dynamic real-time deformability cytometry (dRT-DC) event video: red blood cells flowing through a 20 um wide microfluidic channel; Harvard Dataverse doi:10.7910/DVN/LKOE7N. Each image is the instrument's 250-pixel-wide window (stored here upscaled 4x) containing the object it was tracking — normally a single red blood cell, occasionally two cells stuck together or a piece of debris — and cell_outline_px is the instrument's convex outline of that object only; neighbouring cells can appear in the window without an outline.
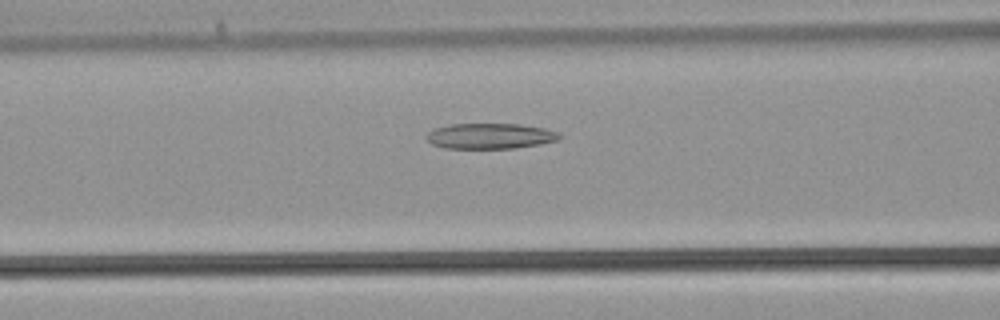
{"species": "common noctule bat (a hibernating species)", "species_latin": "Nyctalus noctula", "temperature_condition": "warm", "stored_images_in_passage": 37, "camera_frame_rate_fps": 3000, "um_per_image_px": 0.085, "animal": {"sex": "male", "body_mass_g": 21.5, "forearm_length_mm": 52.0}, "frame": {"image": 1, "passage_image": 14, "time_ms": 4.333, "image_size_px": [1000, 320], "cell_outline_px": [[564, 136], [560, 140], [540, 144], [512, 148], [444, 148], [432, 144], [424, 136], [432, 128], [448, 124], [520, 124], [544, 128], [560, 132]], "centroid_in_image_um": [41.67, 11.55], "position_along_channel_um": 124.9, "area_um2": 20.06}}
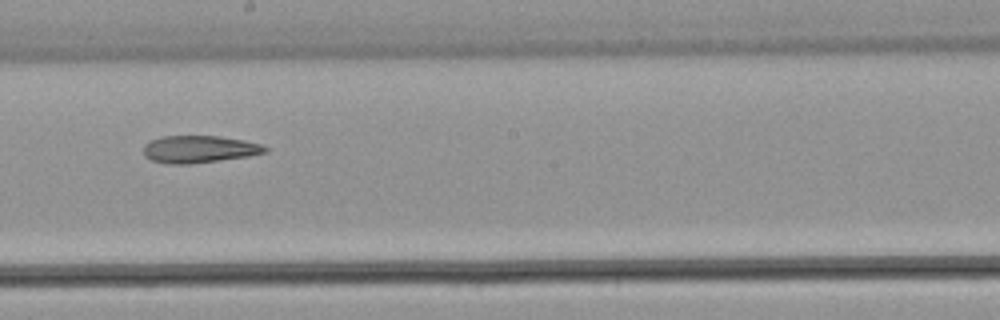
{"frame": {"image": 2, "passage_image": 20, "time_ms": 6.333, "image_size_px": [1000, 320], "cell_outline_px": [[268, 152], [248, 156], [192, 164], [168, 164], [152, 160], [144, 156], [144, 144], [160, 136], [220, 136], [244, 140], [260, 144], [268, 148]], "centroid_in_image_um": [16.93, 12.68], "position_along_channel_um": 231.3, "area_um2": 19.36}}
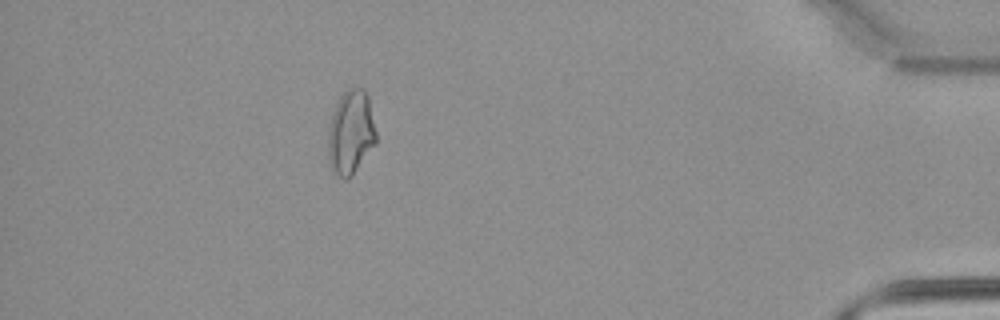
{"frame": {"image": 3, "passage_image": 33, "time_ms": 10.667, "image_size_px": [1000, 320], "cell_outline_px": [[376, 144], [352, 176], [344, 180], [332, 168], [328, 156], [328, 132], [332, 112], [340, 96], [352, 84], [364, 88], [368, 96], [376, 132]], "centroid_in_image_um": [29.83, 11.21], "position_along_channel_um": 405.4, "area_um2": 23.76}}